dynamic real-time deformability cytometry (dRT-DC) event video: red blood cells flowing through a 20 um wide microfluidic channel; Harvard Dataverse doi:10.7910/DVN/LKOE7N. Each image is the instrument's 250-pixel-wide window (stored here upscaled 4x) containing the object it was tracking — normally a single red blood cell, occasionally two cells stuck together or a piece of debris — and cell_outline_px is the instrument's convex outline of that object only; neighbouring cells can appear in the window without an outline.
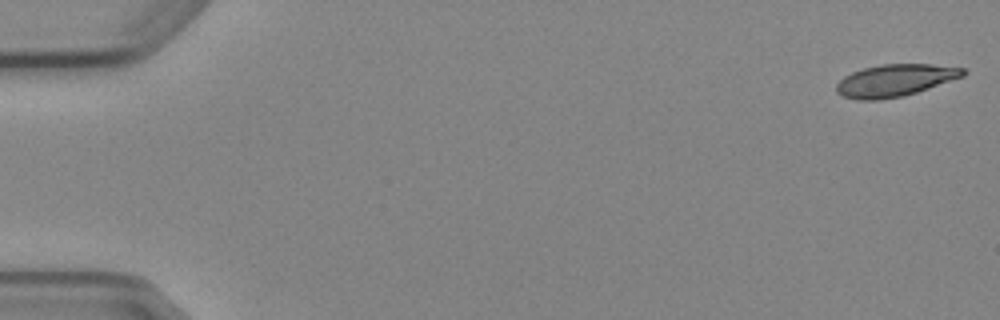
{"species": "Egyptian fruit bat (a non-hibernating species)", "species_latin": "Rousettus aegyptiacus", "temperature_condition": "cold", "stored_images_in_passage": 5, "camera_frame_rate_fps": 3000, "um_per_image_px": 0.085, "animal": {"sex": "female"}, "frame": {"image": 1, "passage_image": 1, "time_ms": 0.0, "image_size_px": [1000, 320], "cell_outline_px": [[968, 72], [964, 76], [904, 96], [880, 100], [856, 100], [844, 96], [836, 92], [836, 84], [844, 76], [852, 72], [864, 68], [880, 64], [932, 64], [964, 68]], "centroid_in_image_um": [76.07, 6.83], "position_along_channel_um": 8.9, "area_um2": 23.76}}
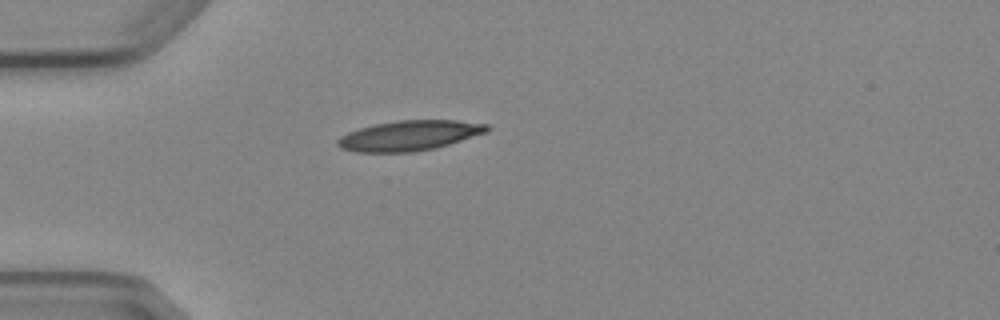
{"frame": {"image": 2, "passage_image": 4, "time_ms": 4.667, "image_size_px": [1000, 320], "cell_outline_px": [[488, 132], [436, 148], [412, 152], [356, 152], [340, 148], [336, 144], [336, 140], [340, 136], [348, 132], [360, 128], [376, 124], [400, 120], [456, 120], [488, 124]], "centroid_in_image_um": [34.78, 11.53], "position_along_channel_um": 50.2, "area_um2": 26.18}}